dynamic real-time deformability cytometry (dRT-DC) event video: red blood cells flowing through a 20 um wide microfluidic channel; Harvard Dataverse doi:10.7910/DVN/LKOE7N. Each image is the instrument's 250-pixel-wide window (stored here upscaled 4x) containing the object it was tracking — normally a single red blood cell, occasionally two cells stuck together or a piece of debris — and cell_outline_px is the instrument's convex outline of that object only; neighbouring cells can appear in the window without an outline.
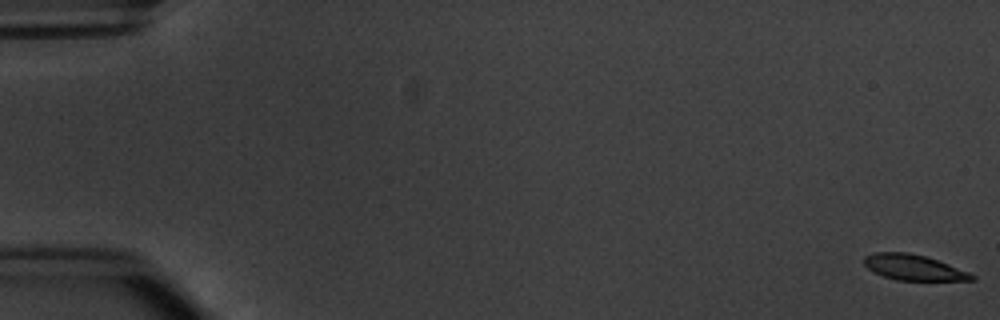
{"species": "common noctule bat (a hibernating species)", "species_latin": "Nyctalus noctula", "temperature_condition": "warm", "stored_images_in_passage": 55, "camera_frame_rate_fps": 3000, "um_per_image_px": 0.085, "animal": {"sex": "male", "body_mass_g": 20.1, "forearm_length_mm": 53.5}, "frame": {"image": 1, "passage_image": 1, "time_ms": 0.0, "image_size_px": [1000, 320], "cell_outline_px": [[976, 280], [896, 280], [872, 272], [864, 264], [864, 256], [872, 252], [908, 252], [924, 256], [948, 264], [968, 272], [976, 276]], "centroid_in_image_um": [77.61, 22.73], "position_along_channel_um": 7.4, "area_um2": 15.95}}
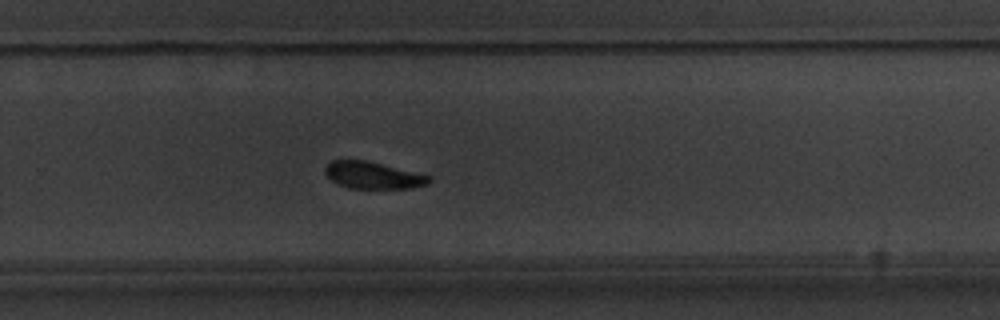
{"frame": {"image": 2, "passage_image": 37, "time_ms": 12.0, "image_size_px": [1000, 320], "cell_outline_px": [[432, 180], [428, 184], [412, 188], [348, 188], [336, 184], [324, 172], [324, 168], [332, 160], [364, 160], [432, 176]], "centroid_in_image_um": [31.7, 14.91], "position_along_channel_um": 298.1, "area_um2": 16.24}}
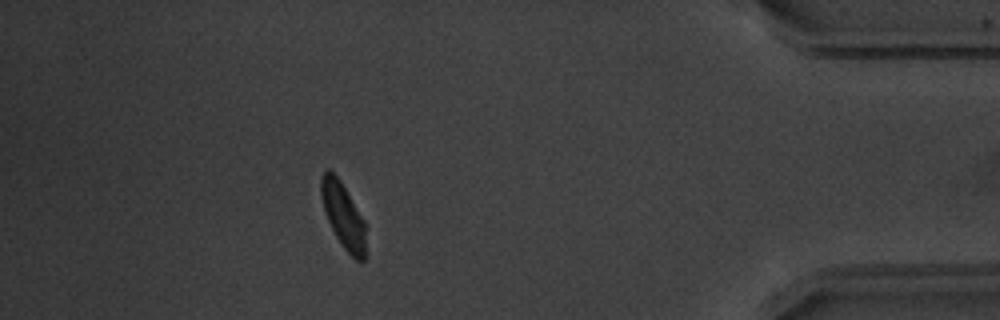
{"frame": {"image": 3, "passage_image": 49, "time_ms": 16.0, "image_size_px": [1000, 320], "cell_outline_px": [[364, 260], [356, 260], [344, 248], [336, 236], [328, 220], [320, 196], [320, 176], [328, 168], [340, 180], [364, 220]], "centroid_in_image_um": [29.13, 18.26], "position_along_channel_um": 406.1, "area_um2": 16.53}, "authors_computed_cell_mechanics": {"area_um2": 17.8024, "velocity_mm_per_s": 3.7707, "shape_relaxation_time_tau1_ms": 1.7208, "shape_relaxation_time_tau2_ms": 2.6254, "deformation_change_tau1": 0.1175, "deformation_change_tau2": 0.0761}}